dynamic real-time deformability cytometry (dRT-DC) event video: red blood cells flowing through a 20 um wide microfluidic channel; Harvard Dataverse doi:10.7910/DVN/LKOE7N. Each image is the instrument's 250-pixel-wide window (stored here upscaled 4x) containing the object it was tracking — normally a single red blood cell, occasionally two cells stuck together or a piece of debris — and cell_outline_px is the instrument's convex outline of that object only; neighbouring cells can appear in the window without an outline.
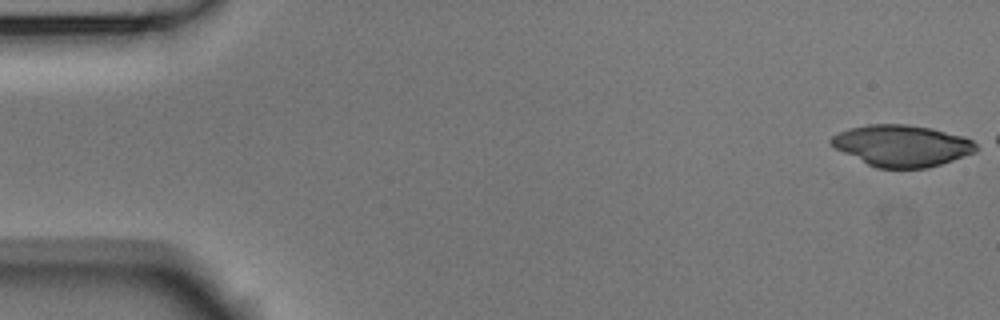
{"species": "Egyptian fruit bat (a non-hibernating species)", "species_latin": "Rousettus aegyptiacus", "temperature_condition": "room temperature", "stored_images_in_passage": 6, "camera_frame_rate_fps": 3000, "um_per_image_px": 0.085, "animal": {"sex": "male"}, "frame": {"image": 1, "passage_image": 1, "time_ms": 0.0, "image_size_px": [1000, 320], "cell_outline_px": [[980, 148], [976, 152], [940, 164], [924, 168], [876, 168], [836, 148], [828, 140], [832, 136], [840, 132], [852, 128], [868, 124], [908, 124], [932, 128], [964, 136], [980, 144]], "centroid_in_image_um": [76.73, 12.37], "position_along_channel_um": 8.3, "area_um2": 34.91}}